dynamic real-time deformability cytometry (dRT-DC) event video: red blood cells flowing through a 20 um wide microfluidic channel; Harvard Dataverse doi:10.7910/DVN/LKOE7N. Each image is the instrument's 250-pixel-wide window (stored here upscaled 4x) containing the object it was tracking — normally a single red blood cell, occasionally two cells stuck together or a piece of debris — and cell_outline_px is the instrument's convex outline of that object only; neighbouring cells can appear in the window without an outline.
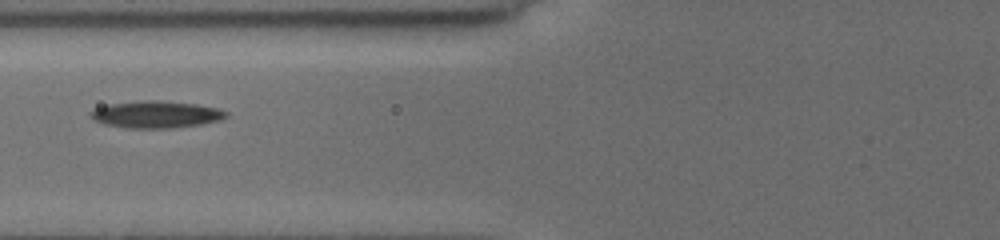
{"species": "common noctule bat (a hibernating species)", "species_latin": "Nyctalus noctula", "temperature_condition": "cold", "stored_images_in_passage": 4, "camera_frame_rate_fps": 3000, "um_per_image_px": 0.085, "animal": {"sex": "female", "body_mass_g": 19.5, "forearm_length_mm": 54.1}, "frame": {"image": 1, "passage_image": 2, "time_ms": 1.333, "image_size_px": [1000, 240], "cell_outline_px": [[228, 116], [216, 120], [200, 124], [168, 128], [132, 128], [108, 124], [96, 120], [88, 112], [96, 108], [108, 104], [144, 100], [160, 100], [196, 104], [216, 108], [228, 112]], "centroid_in_image_um": [13.27, 9.71], "position_along_channel_um": 112.5, "area_um2": 20.87}}
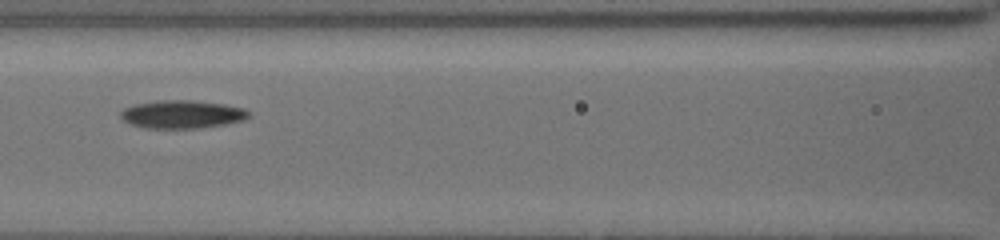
{"frame": {"image": 2, "passage_image": 3, "time_ms": 2.333, "image_size_px": [1000, 240], "cell_outline_px": [[252, 112], [244, 120], [224, 124], [196, 128], [148, 128], [132, 124], [124, 120], [120, 116], [120, 112], [124, 108], [136, 104], [160, 100], [192, 100], [224, 104], [244, 108]], "centroid_in_image_um": [15.5, 9.71], "position_along_channel_um": 151.1, "area_um2": 20.81}}